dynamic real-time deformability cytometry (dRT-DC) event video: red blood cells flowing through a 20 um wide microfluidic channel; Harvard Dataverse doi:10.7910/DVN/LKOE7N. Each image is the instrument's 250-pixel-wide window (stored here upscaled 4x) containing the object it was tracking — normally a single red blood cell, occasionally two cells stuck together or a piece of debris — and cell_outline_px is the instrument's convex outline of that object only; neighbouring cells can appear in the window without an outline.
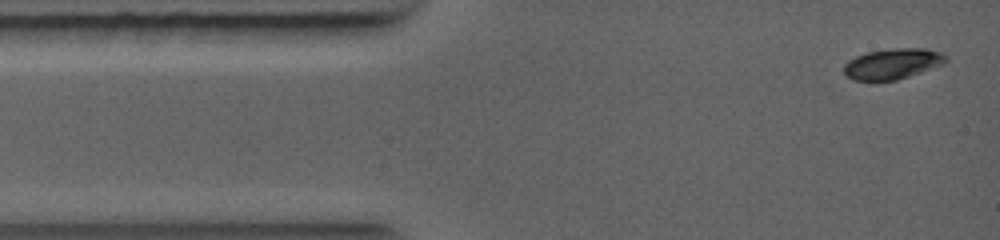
{"species": "common noctule bat (a hibernating species)", "species_latin": "Nyctalus noctula", "temperature_condition": "warm", "stored_images_in_passage": 4, "camera_frame_rate_fps": 5000, "um_per_image_px": 0.085, "animal": {"sex": "female", "body_mass_g": 19.0, "forearm_length_mm": 56.7}, "frame": {"image": 1, "passage_image": 1, "time_ms": 0.0, "image_size_px": [1000, 240], "cell_outline_px": [[948, 60], [944, 64], [896, 80], [852, 80], [844, 72], [844, 64], [848, 60], [856, 56], [868, 52], [896, 48], [924, 48], [940, 52], [948, 56]], "centroid_in_image_um": [75.89, 5.41], "position_along_channel_um": 9.1, "area_um2": 18.03}}